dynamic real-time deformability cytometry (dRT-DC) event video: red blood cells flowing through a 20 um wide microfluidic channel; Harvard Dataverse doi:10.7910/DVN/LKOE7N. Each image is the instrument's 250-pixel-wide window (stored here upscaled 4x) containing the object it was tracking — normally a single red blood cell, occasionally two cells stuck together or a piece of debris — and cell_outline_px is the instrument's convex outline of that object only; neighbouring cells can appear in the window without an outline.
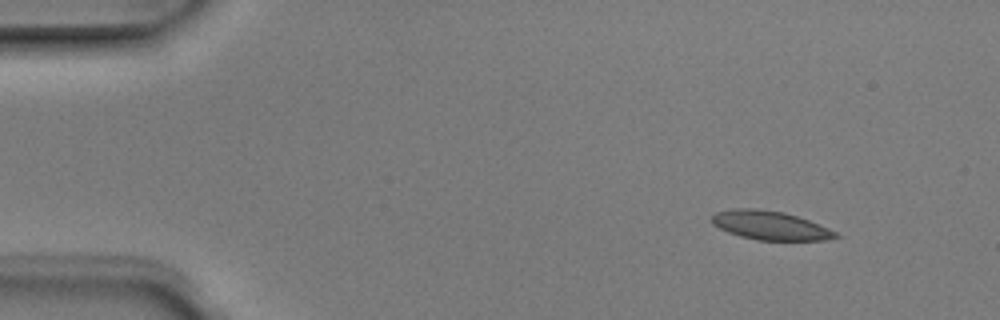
{"species": "Egyptian fruit bat (a non-hibernating species)", "species_latin": "Rousettus aegyptiacus", "temperature_condition": "room temperature", "stored_images_in_passage": 3, "camera_frame_rate_fps": 3000, "um_per_image_px": 0.085, "animal": {"sex": "male"}, "frame": {"image": 1, "passage_image": 1, "time_ms": 0.0, "image_size_px": [1000, 320], "cell_outline_px": [[840, 236], [824, 240], [756, 240], [740, 236], [728, 232], [712, 224], [708, 220], [716, 212], [736, 208], [756, 208], [784, 212], [808, 220], [828, 228], [836, 232]], "centroid_in_image_um": [65.41, 19.15], "position_along_channel_um": 19.6, "area_um2": 20.75}}